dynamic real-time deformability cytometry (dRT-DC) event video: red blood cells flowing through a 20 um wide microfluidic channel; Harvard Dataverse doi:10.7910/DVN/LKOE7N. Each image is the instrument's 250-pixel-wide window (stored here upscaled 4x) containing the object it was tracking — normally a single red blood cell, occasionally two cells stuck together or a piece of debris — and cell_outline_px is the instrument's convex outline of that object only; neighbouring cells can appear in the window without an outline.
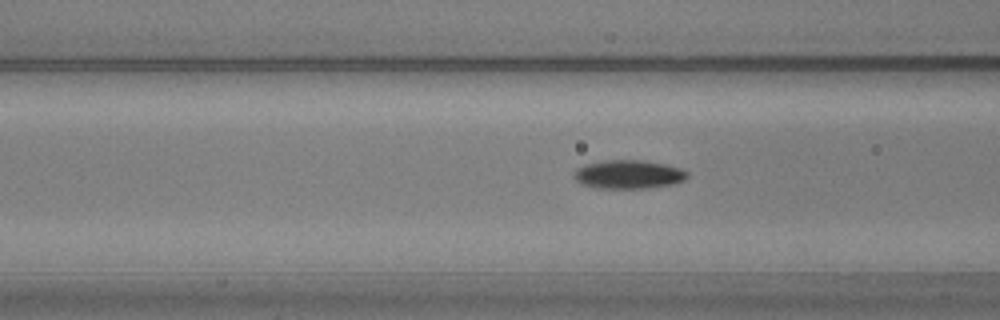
{"species": "common noctule bat (a hibernating species)", "species_latin": "Nyctalus noctula", "temperature_condition": "warm", "stored_images_in_passage": 42, "camera_frame_rate_fps": 3000, "um_per_image_px": 0.085, "animal": {"sex": "male", "body_mass_g": 20.5, "forearm_length_mm": 52.5}, "frame": {"image": 1, "passage_image": 10, "time_ms": 3.0, "image_size_px": [1000, 320], "cell_outline_px": [[688, 176], [684, 180], [672, 184], [648, 188], [596, 188], [580, 184], [572, 176], [576, 168], [584, 164], [604, 160], [640, 160], [664, 164], [680, 168], [688, 172]], "centroid_in_image_um": [53.37, 14.82], "position_along_channel_um": 113.2, "area_um2": 19.02}}
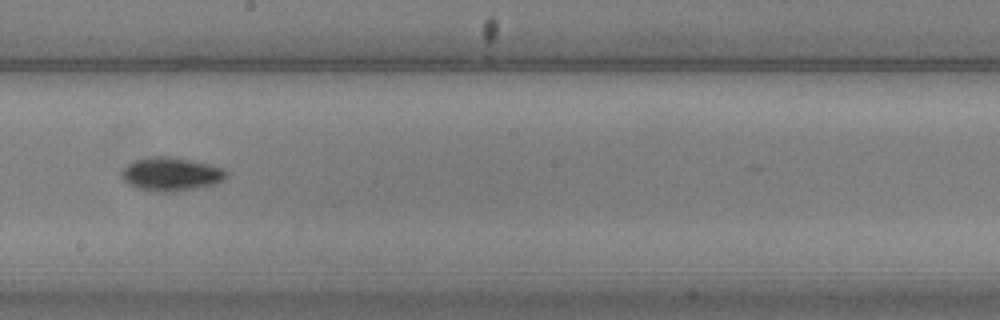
{"frame": {"image": 2, "passage_image": 20, "time_ms": 6.333, "image_size_px": [1000, 320], "cell_outline_px": [[228, 176], [224, 180], [216, 184], [196, 188], [168, 192], [156, 192], [140, 188], [128, 184], [120, 176], [120, 172], [128, 164], [136, 160], [152, 156], [168, 156], [212, 164], [224, 168], [228, 172]], "centroid_in_image_um": [14.58, 14.79], "position_along_channel_um": 233.6, "area_um2": 20.58}}
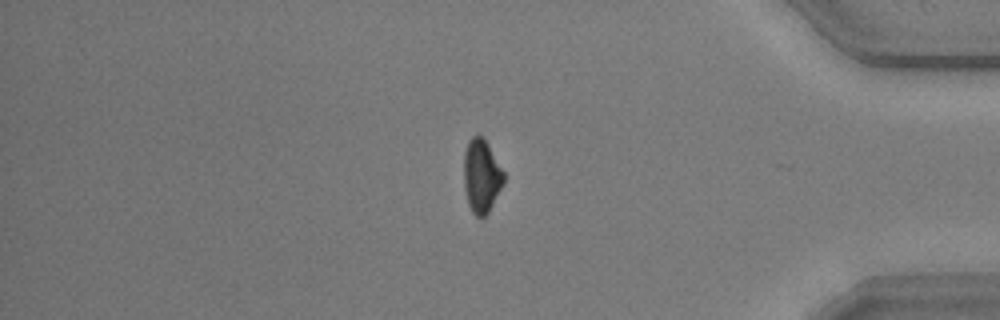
{"frame": {"image": 3, "passage_image": 36, "time_ms": 11.667, "image_size_px": [1000, 320], "cell_outline_px": [[504, 180], [488, 212], [484, 216], [476, 216], [472, 212], [468, 204], [464, 188], [464, 152], [468, 140], [472, 136], [484, 136], [504, 172]], "centroid_in_image_um": [40.9, 14.91], "position_along_channel_um": 394.3, "area_um2": 16.94}, "authors_computed_cell_mechanics": {"area_um2": 18.6116, "velocity_mm_per_s": 3.6162, "shape_relaxation_time_tau1_ms": 3.3111, "shape_relaxation_time_tau2_ms": null, "deformation_change_tau1": 0.1212, "deformation_change_tau2": null}}